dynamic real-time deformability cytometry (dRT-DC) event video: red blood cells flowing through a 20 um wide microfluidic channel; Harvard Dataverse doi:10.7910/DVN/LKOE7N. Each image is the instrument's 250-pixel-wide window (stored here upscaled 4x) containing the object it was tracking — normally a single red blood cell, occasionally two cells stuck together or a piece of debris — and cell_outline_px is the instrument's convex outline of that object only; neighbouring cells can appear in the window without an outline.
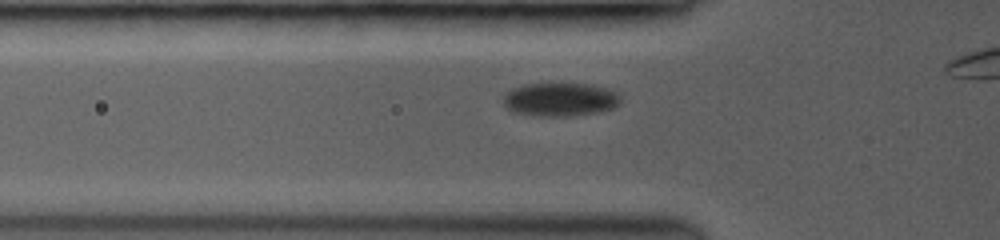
{"species": "common noctule bat (a hibernating species)", "species_latin": "Nyctalus noctula", "temperature_condition": "room temperature", "stored_images_in_passage": 40, "camera_frame_rate_fps": 3500, "um_per_image_px": 0.085, "animal": {"sex": "female", "body_mass_g": 19.0, "forearm_length_mm": 53.3}, "frame": {"image": 1, "passage_image": 7, "time_ms": 1.714, "image_size_px": [1000, 240], "cell_outline_px": [[620, 100], [612, 108], [596, 112], [568, 116], [540, 116], [512, 112], [504, 104], [504, 96], [512, 88], [524, 84], [588, 84], [604, 88], [612, 92]], "centroid_in_image_um": [47.52, 8.46], "position_along_channel_um": 78.3, "area_um2": 22.25}}
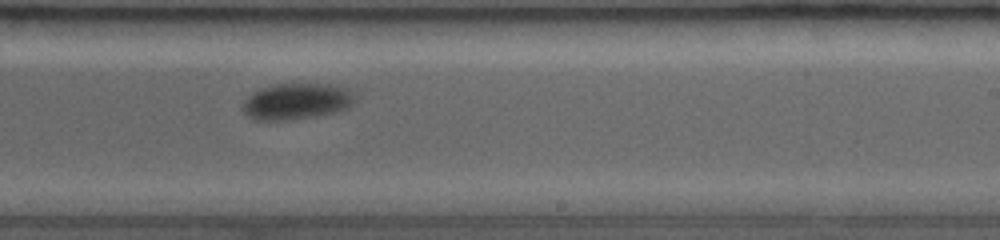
{"frame": {"image": 2, "passage_image": 24, "time_ms": 6.571, "image_size_px": [1000, 240], "cell_outline_px": [[348, 104], [344, 108], [332, 112], [284, 120], [252, 120], [244, 112], [244, 104], [256, 92], [264, 88], [280, 84], [328, 84], [348, 88]], "centroid_in_image_um": [25.12, 8.62], "position_along_channel_um": 263.9, "area_um2": 22.08}}
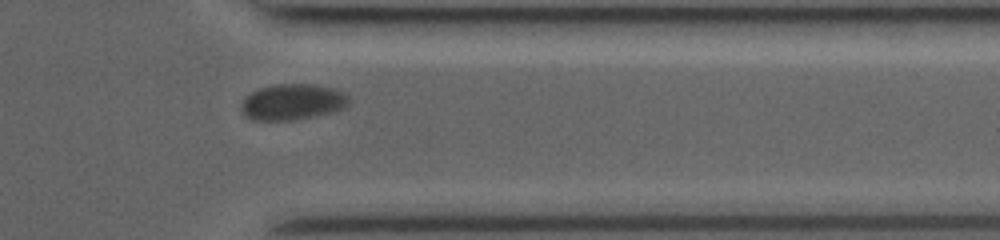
{"frame": {"image": 3, "passage_image": 35, "time_ms": 9.714, "image_size_px": [1000, 240], "cell_outline_px": [[352, 100], [344, 108], [336, 112], [296, 120], [252, 120], [244, 116], [240, 108], [244, 100], [252, 92], [260, 88], [280, 84], [312, 84], [332, 88], [348, 96]], "centroid_in_image_um": [24.89, 8.69], "position_along_channel_um": 386.5, "area_um2": 22.6}}